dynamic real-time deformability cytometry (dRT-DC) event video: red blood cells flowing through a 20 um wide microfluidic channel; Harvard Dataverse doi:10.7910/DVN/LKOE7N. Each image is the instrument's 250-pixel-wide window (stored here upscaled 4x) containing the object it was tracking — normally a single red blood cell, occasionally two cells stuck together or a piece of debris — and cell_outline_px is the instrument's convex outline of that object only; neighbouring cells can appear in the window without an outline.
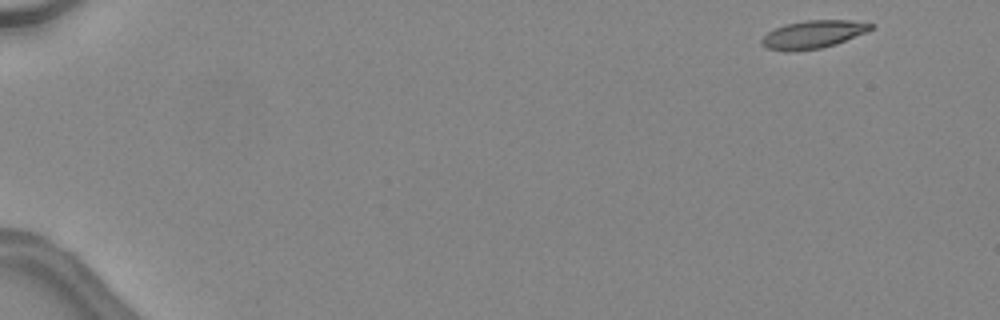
{"species": "common noctule bat (a hibernating species)", "species_latin": "Nyctalus noctula", "temperature_condition": "warm", "stored_images_in_passage": 5, "camera_frame_rate_fps": 3000, "um_per_image_px": 0.085, "animal": {"sex": "female", "body_mass_g": 24.6, "forearm_length_mm": 56.2}, "frame": {"image": 1, "passage_image": 1, "time_ms": 0.0, "image_size_px": [1000, 320], "cell_outline_px": [[876, 24], [868, 32], [836, 44], [820, 48], [788, 52], [768, 48], [760, 44], [760, 40], [768, 32], [784, 24], [804, 20], [848, 20]], "centroid_in_image_um": [69.12, 2.92], "position_along_channel_um": 15.9, "area_um2": 17.86}}